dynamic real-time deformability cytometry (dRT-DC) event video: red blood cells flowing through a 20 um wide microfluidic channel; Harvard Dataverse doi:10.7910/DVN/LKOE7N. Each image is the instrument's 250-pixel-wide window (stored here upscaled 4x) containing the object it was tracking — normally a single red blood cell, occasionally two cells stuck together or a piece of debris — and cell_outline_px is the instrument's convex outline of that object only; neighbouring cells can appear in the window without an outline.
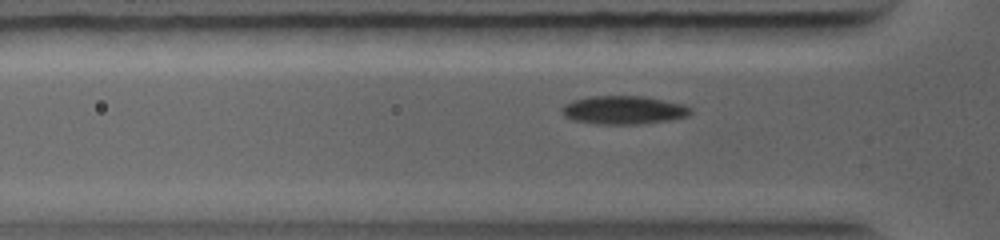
{"species": "common noctule bat (a hibernating species)", "species_latin": "Nyctalus noctula", "temperature_condition": "warm", "stored_images_in_passage": 70, "camera_frame_rate_fps": 5000, "um_per_image_px": 0.085, "animal": {"sex": "female", "body_mass_g": 19.0, "forearm_length_mm": 56.7}, "frame": {"image": 1, "passage_image": 19, "time_ms": 2.6, "image_size_px": [1000, 240], "cell_outline_px": [[692, 112], [688, 116], [668, 120], [640, 124], [596, 124], [572, 120], [564, 116], [560, 112], [560, 108], [564, 104], [572, 100], [592, 96], [644, 96], [684, 104], [692, 108]], "centroid_in_image_um": [52.98, 9.35], "position_along_channel_um": 72.8, "area_um2": 21.5}}
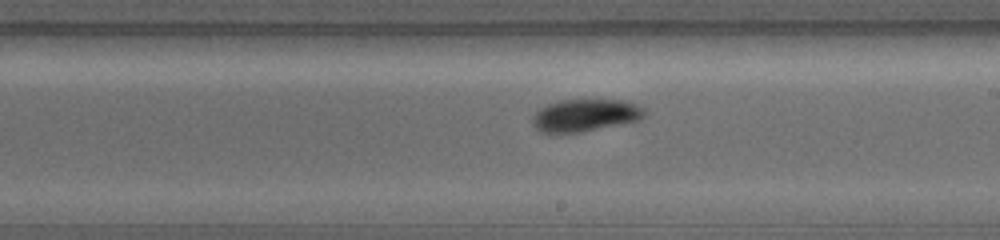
{"frame": {"image": 2, "passage_image": 42, "time_ms": 5.8, "image_size_px": [1000, 240], "cell_outline_px": [[648, 112], [640, 120], [580, 132], [540, 132], [532, 124], [532, 116], [540, 108], [548, 104], [560, 100], [624, 100], [636, 104], [644, 108]], "centroid_in_image_um": [49.76, 9.79], "position_along_channel_um": 239.2, "area_um2": 21.04}}
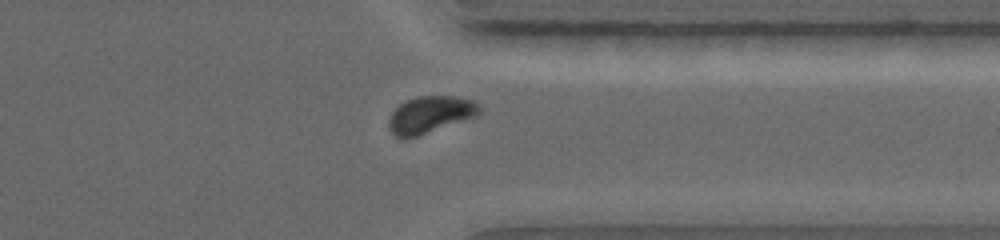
{"frame": {"image": 3, "passage_image": 62, "time_ms": 8.4, "image_size_px": [1000, 240], "cell_outline_px": [[484, 108], [476, 116], [404, 140], [396, 136], [388, 128], [388, 120], [392, 112], [404, 100], [416, 96], [452, 96], [476, 100]], "centroid_in_image_um": [36.57, 9.72], "position_along_channel_um": 374.8, "area_um2": 19.65}}